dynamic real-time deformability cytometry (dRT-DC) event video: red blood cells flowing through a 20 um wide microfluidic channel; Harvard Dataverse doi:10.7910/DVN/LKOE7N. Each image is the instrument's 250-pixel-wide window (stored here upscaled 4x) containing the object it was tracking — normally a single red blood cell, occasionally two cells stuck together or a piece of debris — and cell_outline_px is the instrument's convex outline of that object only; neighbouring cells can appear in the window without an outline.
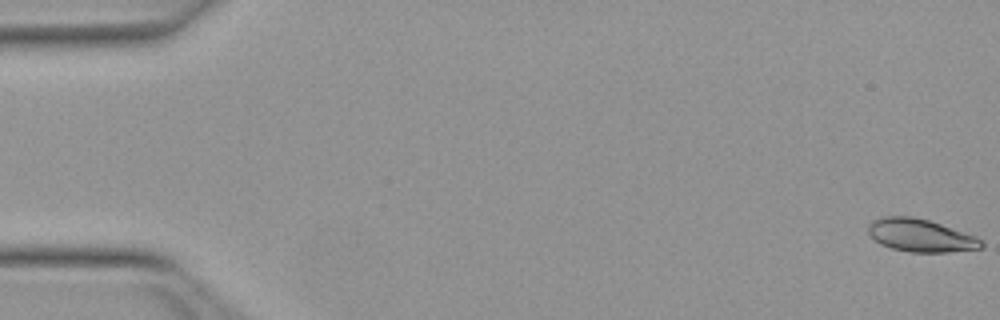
{"species": "Egyptian fruit bat (a non-hibernating species)", "species_latin": "Rousettus aegyptiacus", "temperature_condition": "warm", "stored_images_in_passage": 53, "camera_frame_rate_fps": 3000, "um_per_image_px": 0.085, "animal": {"sex": "female"}, "frame": {"image": 1, "passage_image": 1, "time_ms": 0.0, "image_size_px": [1000, 320], "cell_outline_px": [[984, 248], [948, 252], [908, 252], [892, 248], [880, 244], [868, 232], [868, 224], [872, 220], [880, 216], [912, 216], [928, 220], [976, 236], [984, 240]], "centroid_in_image_um": [78.26, 20.01], "position_along_channel_um": 6.7, "area_um2": 21.73}}
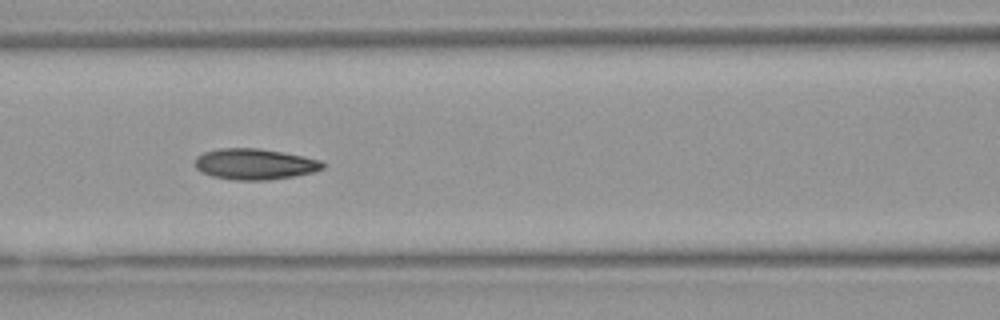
{"frame": {"image": 2, "passage_image": 23, "time_ms": 7.333, "image_size_px": [1000, 320], "cell_outline_px": [[324, 168], [312, 172], [296, 176], [268, 180], [236, 180], [212, 176], [200, 172], [196, 168], [196, 156], [204, 152], [220, 148], [260, 148], [304, 156], [320, 160], [324, 164]], "centroid_in_image_um": [21.65, 13.95], "position_along_channel_um": 145.0, "area_um2": 23.06}}
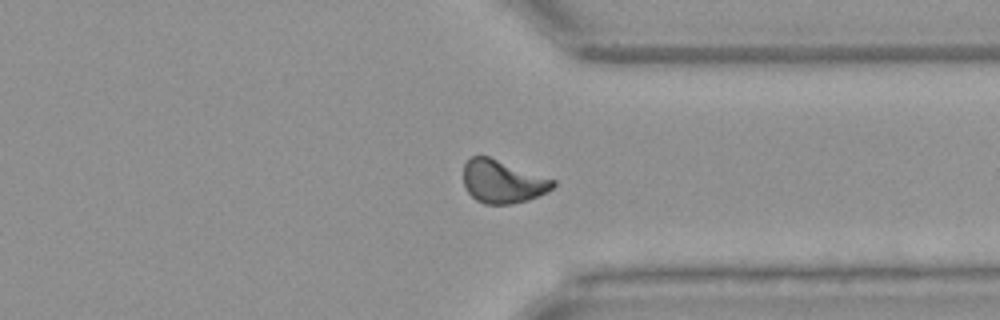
{"frame": {"image": 3, "passage_image": 40, "time_ms": 13.0, "image_size_px": [1000, 320], "cell_outline_px": [[556, 184], [552, 188], [528, 200], [512, 204], [484, 204], [476, 200], [468, 192], [464, 184], [464, 164], [468, 156], [488, 156], [556, 180]], "centroid_in_image_um": [42.69, 15.42], "position_along_channel_um": 368.7, "area_um2": 22.37}, "authors_computed_cell_mechanics": {"area_um2": 22.0218, "velocity_mm_per_s": 3.9813, "shape_relaxation_time_tau1_ms": 6.5398, "shape_relaxation_time_tau2_ms": 2.6013, "deformation_change_tau1": 0.1776, "deformation_change_tau2": 0.0804}}